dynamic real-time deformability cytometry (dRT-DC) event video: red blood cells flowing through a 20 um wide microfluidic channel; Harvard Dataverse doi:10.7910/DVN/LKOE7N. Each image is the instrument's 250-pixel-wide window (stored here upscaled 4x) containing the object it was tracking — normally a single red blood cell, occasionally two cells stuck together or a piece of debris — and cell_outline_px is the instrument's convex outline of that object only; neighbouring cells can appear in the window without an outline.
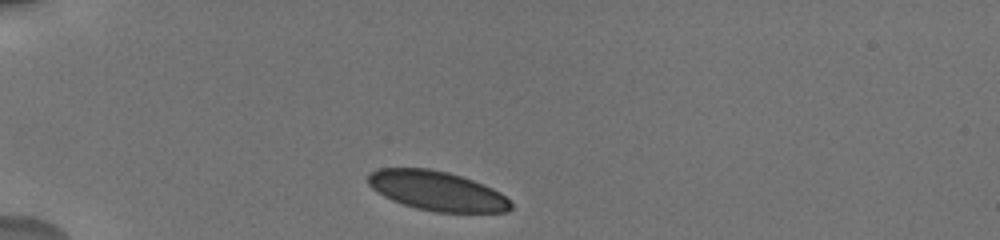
{"species": "human", "species_latin": "Homo sapiens", "temperature_condition": "cold", "stored_images_in_passage": 23, "camera_frame_rate_fps": 3000, "um_per_image_px": 0.085, "donor": {"sex": "male"}, "frame": {"image": 1, "passage_image": 1, "time_ms": 0.0, "image_size_px": [1000, 240], "cell_outline_px": [[512, 208], [508, 212], [436, 212], [416, 208], [392, 200], [384, 196], [372, 188], [368, 184], [368, 172], [376, 168], [428, 168], [448, 172], [484, 184], [500, 192], [512, 204]], "centroid_in_image_um": [37.12, 16.21], "position_along_channel_um": 47.9, "area_um2": 32.83}}
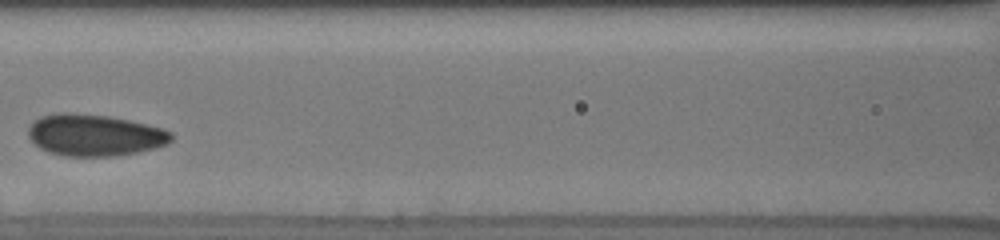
{"frame": {"image": 2, "passage_image": 7, "time_ms": 4.0, "image_size_px": [1000, 240], "cell_outline_px": [[172, 140], [168, 144], [136, 152], [112, 156], [68, 156], [48, 152], [40, 148], [28, 136], [28, 128], [32, 120], [40, 116], [60, 112], [68, 112], [108, 116], [148, 124], [164, 128], [172, 132]], "centroid_in_image_um": [8.02, 11.47], "position_along_channel_um": 158.6, "area_um2": 34.8}}
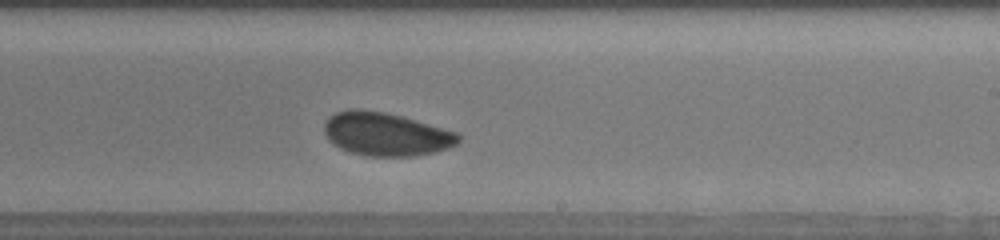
{"frame": {"image": 3, "passage_image": 11, "time_ms": 6.667, "image_size_px": [1000, 240], "cell_outline_px": [[460, 140], [456, 144], [448, 148], [416, 156], [368, 156], [352, 152], [340, 148], [328, 140], [324, 132], [324, 124], [328, 116], [336, 112], [348, 108], [360, 108], [384, 112], [400, 116], [456, 132], [460, 136]], "centroid_in_image_um": [32.75, 11.39], "position_along_channel_um": 256.3, "area_um2": 33.76}, "authors_computed_cell_mechanics": {"area_um2": 33.4662, "velocity_mm_per_s": 3.679, "shape_relaxation_time_tau1_ms": 3.9164, "shape_relaxation_time_tau2_ms": 0.8853, "deformation_change_tau1": 0.0647, "deformation_change_tau2": 0.0533}}